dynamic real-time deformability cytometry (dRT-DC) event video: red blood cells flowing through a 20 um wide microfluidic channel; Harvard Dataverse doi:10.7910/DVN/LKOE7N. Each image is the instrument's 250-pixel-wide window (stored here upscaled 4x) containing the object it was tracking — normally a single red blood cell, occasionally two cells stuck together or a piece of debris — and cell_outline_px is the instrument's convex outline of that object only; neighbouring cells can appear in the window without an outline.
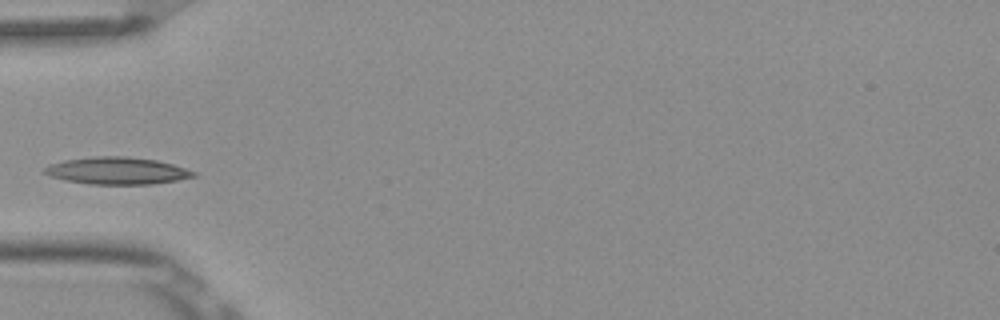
{"species": "Egyptian fruit bat (a non-hibernating species)", "species_latin": "Rousettus aegyptiacus", "temperature_condition": "room temperature", "stored_images_in_passage": 4, "camera_frame_rate_fps": 3000, "um_per_image_px": 0.085, "frame": {"image": 1, "passage_image": 4, "time_ms": 1.0, "image_size_px": [1000, 320], "cell_outline_px": [[196, 176], [176, 180], [152, 184], [88, 184], [64, 180], [48, 176], [44, 172], [44, 168], [48, 164], [64, 160], [92, 156], [124, 156], [156, 160], [172, 164], [196, 172]], "centroid_in_image_um": [9.89, 14.51], "position_along_channel_um": 75.1, "area_um2": 23.58}}